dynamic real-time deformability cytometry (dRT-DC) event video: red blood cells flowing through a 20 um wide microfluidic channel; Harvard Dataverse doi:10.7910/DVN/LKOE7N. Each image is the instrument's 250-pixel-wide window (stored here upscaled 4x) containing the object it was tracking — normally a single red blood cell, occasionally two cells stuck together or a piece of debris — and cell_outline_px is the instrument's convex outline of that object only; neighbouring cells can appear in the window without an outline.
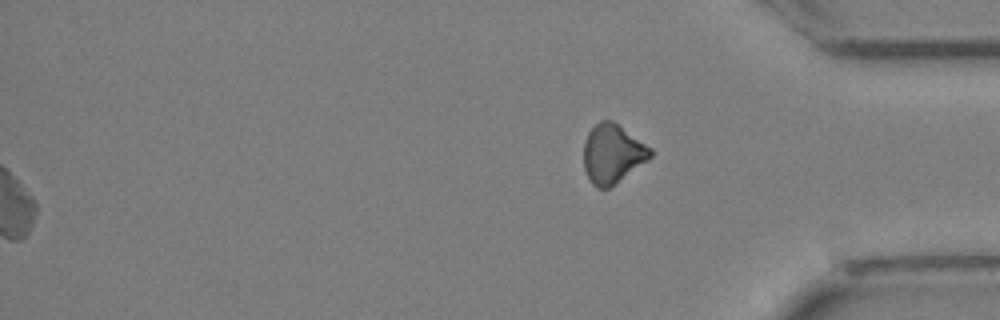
{"species": "Egyptian fruit bat (a non-hibernating species)", "species_latin": "Rousettus aegyptiacus", "temperature_condition": "cold", "stored_images_in_passage": 34, "segment_of_instrument_passage": [2, 2], "camera_frame_rate_fps": 3000, "um_per_image_px": 0.085, "animal": {"sex": "female"}, "frame": {"image": 1, "passage_image": 34, "time_ms": 11.0, "image_size_px": [1000, 320], "cell_outline_px": [[652, 156], [608, 188], [596, 188], [592, 184], [584, 168], [584, 144], [588, 132], [600, 120], [612, 120], [652, 148]], "centroid_in_image_um": [52.04, 13.05], "position_along_channel_um": 383.2, "area_um2": 22.48}}